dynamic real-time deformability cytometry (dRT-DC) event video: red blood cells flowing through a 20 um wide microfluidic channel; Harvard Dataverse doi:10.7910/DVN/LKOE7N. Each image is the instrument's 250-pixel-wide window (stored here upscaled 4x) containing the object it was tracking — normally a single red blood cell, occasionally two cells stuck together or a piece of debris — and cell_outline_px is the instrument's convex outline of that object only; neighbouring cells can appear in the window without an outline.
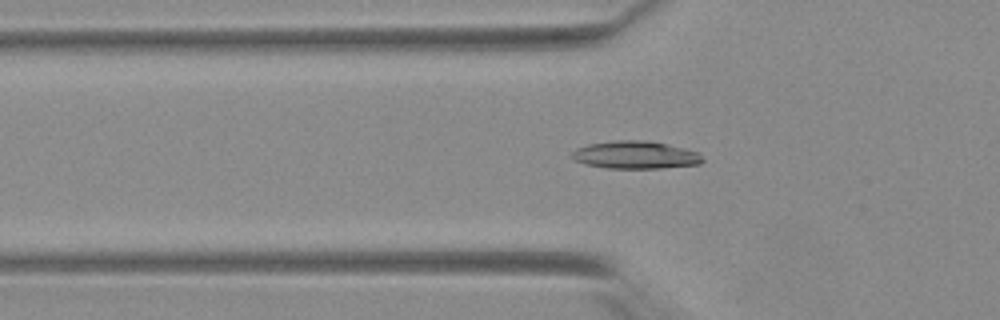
{"species": "Egyptian fruit bat (a non-hibernating species)", "species_latin": "Rousettus aegyptiacus", "temperature_condition": "warm", "stored_images_in_passage": 54, "camera_frame_rate_fps": 3000, "um_per_image_px": 0.085, "animal": {"sex": "female"}, "frame": {"image": 1, "passage_image": 19, "time_ms": 6.0, "image_size_px": [1000, 320], "cell_outline_px": [[700, 160], [696, 164], [652, 168], [616, 168], [592, 164], [580, 160], [580, 148], [592, 144], [664, 144], [692, 152]], "centroid_in_image_um": [54.12, 13.24], "position_along_channel_um": 71.7, "area_um2": 17.46}}
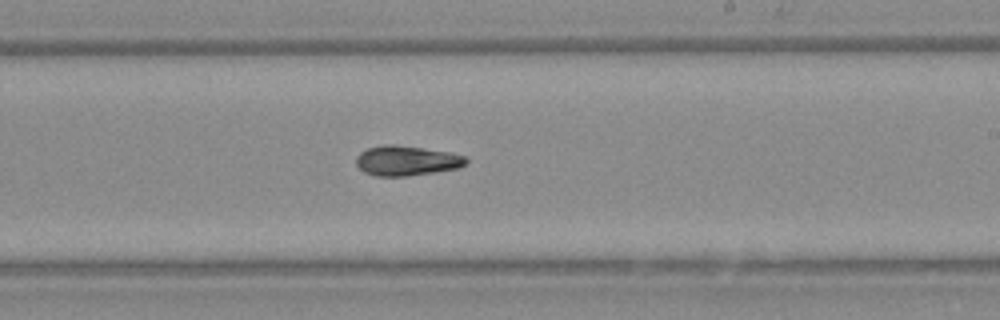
{"frame": {"image": 2, "passage_image": 33, "time_ms": 10.667, "image_size_px": [1000, 320], "cell_outline_px": [[464, 164], [456, 168], [400, 176], [384, 176], [368, 172], [360, 168], [356, 160], [368, 148], [420, 148], [444, 152], [464, 156]], "centroid_in_image_um": [34.59, 13.7], "position_along_channel_um": 254.4, "area_um2": 16.99}}
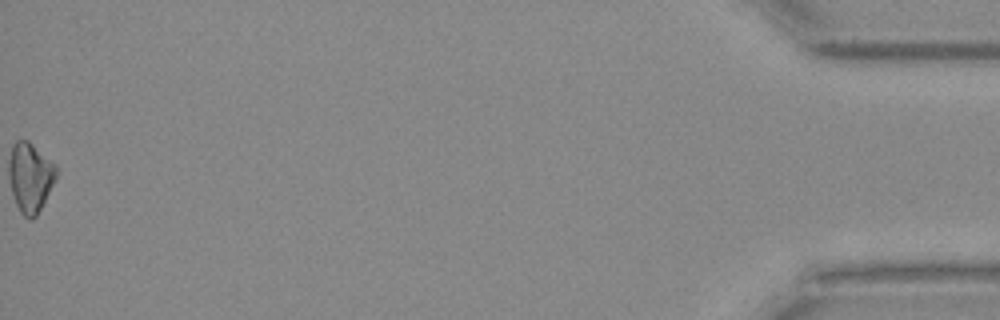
{"frame": {"image": 3, "passage_image": 54, "time_ms": 17.667, "image_size_px": [1000, 320], "cell_outline_px": [[56, 176], [36, 216], [24, 216], [16, 200], [12, 188], [12, 148], [20, 140], [24, 140], [52, 164], [56, 168]], "centroid_in_image_um": [2.61, 15.11], "position_along_channel_um": 432.6, "area_um2": 16.76}, "authors_computed_cell_mechanics": {"area_um2": 16.7331, "velocity_mm_per_s": 3.9212, "shape_relaxation_time_tau1_ms": 10.8781, "shape_relaxation_time_tau2_ms": null, "deformation_change_tau1": 0.2129, "deformation_change_tau2": null}}